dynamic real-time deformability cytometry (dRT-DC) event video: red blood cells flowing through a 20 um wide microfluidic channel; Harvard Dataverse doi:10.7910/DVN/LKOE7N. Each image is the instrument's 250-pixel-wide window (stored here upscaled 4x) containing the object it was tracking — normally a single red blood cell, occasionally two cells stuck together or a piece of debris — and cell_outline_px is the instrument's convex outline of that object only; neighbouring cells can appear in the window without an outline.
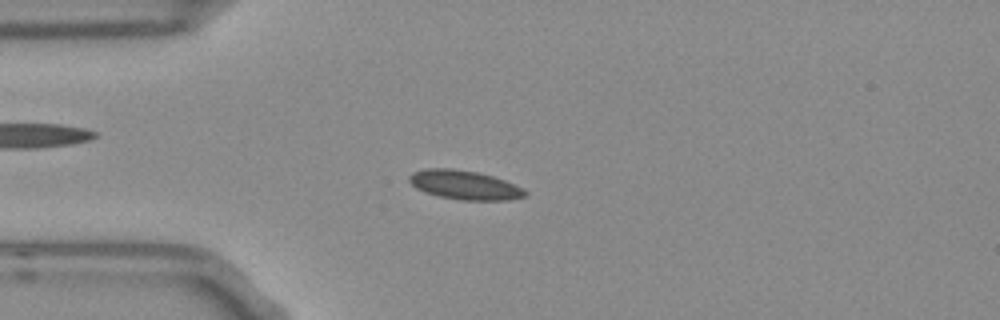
{"species": "Egyptian fruit bat (a non-hibernating species)", "species_latin": "Rousettus aegyptiacus", "temperature_condition": "room temperature", "stored_images_in_passage": 47, "camera_frame_rate_fps": 3000, "um_per_image_px": 0.085, "frame": {"image": 1, "passage_image": 7, "time_ms": 2.0, "image_size_px": [1000, 320], "cell_outline_px": [[528, 196], [508, 200], [460, 200], [440, 196], [424, 192], [416, 188], [408, 180], [408, 176], [412, 172], [428, 168], [452, 168], [476, 172], [492, 176], [504, 180], [524, 188], [528, 192]], "centroid_in_image_um": [39.5, 15.72], "position_along_channel_um": 45.5, "area_um2": 19.71}}
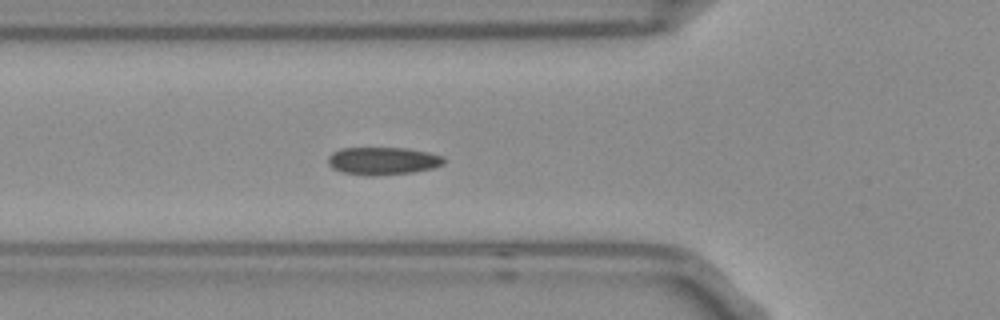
{"frame": {"image": 2, "passage_image": 12, "time_ms": 3.667, "image_size_px": [1000, 320], "cell_outline_px": [[444, 164], [432, 168], [412, 172], [372, 176], [368, 176], [340, 172], [332, 168], [328, 164], [328, 156], [332, 152], [340, 148], [408, 148], [428, 152], [444, 156]], "centroid_in_image_um": [32.51, 13.67], "position_along_channel_um": 93.3, "area_um2": 18.84}}
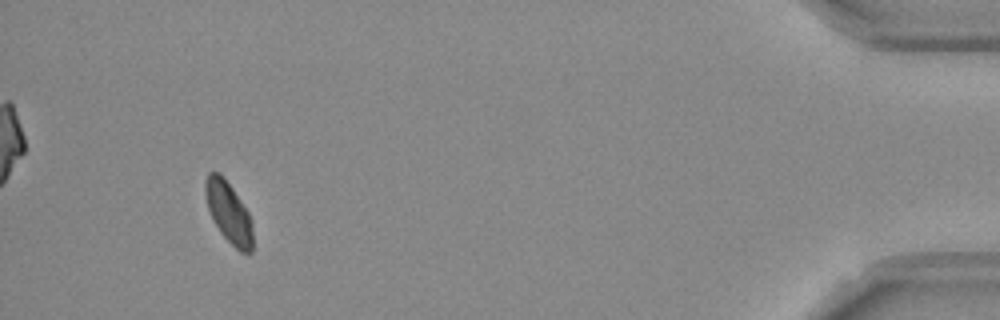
{"frame": {"image": 3, "passage_image": 44, "time_ms": 14.333, "image_size_px": [1000, 320], "cell_outline_px": [[252, 252], [240, 252], [220, 232], [212, 220], [208, 208], [204, 192], [204, 180], [208, 172], [216, 172], [224, 176], [248, 212], [252, 220]], "centroid_in_image_um": [19.41, 18.02], "position_along_channel_um": 415.8, "area_um2": 16.88}, "authors_computed_cell_mechanics": {"area_um2": 18.207, "velocity_mm_per_s": 3.7137, "shape_relaxation_time_tau1_ms": 5.2339, "shape_relaxation_time_tau2_ms": 1.2005, "deformation_change_tau1": 0.1199, "deformation_change_tau2": 0.0449}}